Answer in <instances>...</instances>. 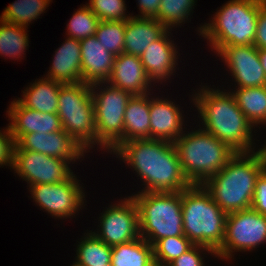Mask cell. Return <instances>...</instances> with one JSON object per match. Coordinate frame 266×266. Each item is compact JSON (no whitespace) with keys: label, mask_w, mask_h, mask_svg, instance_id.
<instances>
[{"label":"cell","mask_w":266,"mask_h":266,"mask_svg":"<svg viewBox=\"0 0 266 266\" xmlns=\"http://www.w3.org/2000/svg\"><path fill=\"white\" fill-rule=\"evenodd\" d=\"M168 29L155 18L132 16L126 20L124 53L140 57Z\"/></svg>","instance_id":"obj_22"},{"label":"cell","mask_w":266,"mask_h":266,"mask_svg":"<svg viewBox=\"0 0 266 266\" xmlns=\"http://www.w3.org/2000/svg\"><path fill=\"white\" fill-rule=\"evenodd\" d=\"M251 209L266 216V168L256 181Z\"/></svg>","instance_id":"obj_37"},{"label":"cell","mask_w":266,"mask_h":266,"mask_svg":"<svg viewBox=\"0 0 266 266\" xmlns=\"http://www.w3.org/2000/svg\"><path fill=\"white\" fill-rule=\"evenodd\" d=\"M72 266H81V265H79V264H77L76 262H74V263L72 264Z\"/></svg>","instance_id":"obj_43"},{"label":"cell","mask_w":266,"mask_h":266,"mask_svg":"<svg viewBox=\"0 0 266 266\" xmlns=\"http://www.w3.org/2000/svg\"><path fill=\"white\" fill-rule=\"evenodd\" d=\"M107 83L133 96L149 94L147 90L151 87L140 57L124 52L115 56L112 75Z\"/></svg>","instance_id":"obj_20"},{"label":"cell","mask_w":266,"mask_h":266,"mask_svg":"<svg viewBox=\"0 0 266 266\" xmlns=\"http://www.w3.org/2000/svg\"><path fill=\"white\" fill-rule=\"evenodd\" d=\"M168 99L150 98V139L174 143L183 133L184 117Z\"/></svg>","instance_id":"obj_19"},{"label":"cell","mask_w":266,"mask_h":266,"mask_svg":"<svg viewBox=\"0 0 266 266\" xmlns=\"http://www.w3.org/2000/svg\"><path fill=\"white\" fill-rule=\"evenodd\" d=\"M232 94L239 109L253 127L258 124H266V86L237 88Z\"/></svg>","instance_id":"obj_26"},{"label":"cell","mask_w":266,"mask_h":266,"mask_svg":"<svg viewBox=\"0 0 266 266\" xmlns=\"http://www.w3.org/2000/svg\"><path fill=\"white\" fill-rule=\"evenodd\" d=\"M180 165L190 184H203L236 154L204 129L182 134L175 142Z\"/></svg>","instance_id":"obj_5"},{"label":"cell","mask_w":266,"mask_h":266,"mask_svg":"<svg viewBox=\"0 0 266 266\" xmlns=\"http://www.w3.org/2000/svg\"><path fill=\"white\" fill-rule=\"evenodd\" d=\"M86 5L100 21H126L132 17L125 14L124 0H90Z\"/></svg>","instance_id":"obj_34"},{"label":"cell","mask_w":266,"mask_h":266,"mask_svg":"<svg viewBox=\"0 0 266 266\" xmlns=\"http://www.w3.org/2000/svg\"><path fill=\"white\" fill-rule=\"evenodd\" d=\"M200 250L207 251L214 256L216 255V253L208 247L202 245H193L188 251L183 253L179 258H176L168 266H205V263L203 262L204 257L201 256L200 253L202 251Z\"/></svg>","instance_id":"obj_35"},{"label":"cell","mask_w":266,"mask_h":266,"mask_svg":"<svg viewBox=\"0 0 266 266\" xmlns=\"http://www.w3.org/2000/svg\"><path fill=\"white\" fill-rule=\"evenodd\" d=\"M149 266H162L160 263H158L157 261H154L151 265Z\"/></svg>","instance_id":"obj_41"},{"label":"cell","mask_w":266,"mask_h":266,"mask_svg":"<svg viewBox=\"0 0 266 266\" xmlns=\"http://www.w3.org/2000/svg\"><path fill=\"white\" fill-rule=\"evenodd\" d=\"M183 232L194 244L217 253L225 236L227 214L215 203L202 184L181 191Z\"/></svg>","instance_id":"obj_4"},{"label":"cell","mask_w":266,"mask_h":266,"mask_svg":"<svg viewBox=\"0 0 266 266\" xmlns=\"http://www.w3.org/2000/svg\"><path fill=\"white\" fill-rule=\"evenodd\" d=\"M46 78L63 84L82 82L80 40L67 37L65 42L55 51L52 66Z\"/></svg>","instance_id":"obj_21"},{"label":"cell","mask_w":266,"mask_h":266,"mask_svg":"<svg viewBox=\"0 0 266 266\" xmlns=\"http://www.w3.org/2000/svg\"><path fill=\"white\" fill-rule=\"evenodd\" d=\"M99 18L85 5L80 7L72 16L67 25V35L76 40L93 36L99 24Z\"/></svg>","instance_id":"obj_33"},{"label":"cell","mask_w":266,"mask_h":266,"mask_svg":"<svg viewBox=\"0 0 266 266\" xmlns=\"http://www.w3.org/2000/svg\"><path fill=\"white\" fill-rule=\"evenodd\" d=\"M100 84L103 83L91 85L97 145L110 151L124 138V112L133 95L112 85L103 87V90L98 87ZM96 89L99 93L95 91Z\"/></svg>","instance_id":"obj_9"},{"label":"cell","mask_w":266,"mask_h":266,"mask_svg":"<svg viewBox=\"0 0 266 266\" xmlns=\"http://www.w3.org/2000/svg\"><path fill=\"white\" fill-rule=\"evenodd\" d=\"M63 85L61 82L49 78L35 80V83L23 92V98L18 100L30 109L42 113H57L59 90Z\"/></svg>","instance_id":"obj_24"},{"label":"cell","mask_w":266,"mask_h":266,"mask_svg":"<svg viewBox=\"0 0 266 266\" xmlns=\"http://www.w3.org/2000/svg\"><path fill=\"white\" fill-rule=\"evenodd\" d=\"M254 45L258 49H266V3L259 10Z\"/></svg>","instance_id":"obj_38"},{"label":"cell","mask_w":266,"mask_h":266,"mask_svg":"<svg viewBox=\"0 0 266 266\" xmlns=\"http://www.w3.org/2000/svg\"><path fill=\"white\" fill-rule=\"evenodd\" d=\"M254 1L261 2V3H266V0H254Z\"/></svg>","instance_id":"obj_42"},{"label":"cell","mask_w":266,"mask_h":266,"mask_svg":"<svg viewBox=\"0 0 266 266\" xmlns=\"http://www.w3.org/2000/svg\"><path fill=\"white\" fill-rule=\"evenodd\" d=\"M168 30L141 54L140 60L148 76L149 82L169 79L175 72L178 51L172 40L169 39ZM177 53V54H176Z\"/></svg>","instance_id":"obj_18"},{"label":"cell","mask_w":266,"mask_h":266,"mask_svg":"<svg viewBox=\"0 0 266 266\" xmlns=\"http://www.w3.org/2000/svg\"><path fill=\"white\" fill-rule=\"evenodd\" d=\"M118 154L143 180L141 192H180L191 184L185 178L175 144L166 140L138 139L122 143Z\"/></svg>","instance_id":"obj_1"},{"label":"cell","mask_w":266,"mask_h":266,"mask_svg":"<svg viewBox=\"0 0 266 266\" xmlns=\"http://www.w3.org/2000/svg\"><path fill=\"white\" fill-rule=\"evenodd\" d=\"M50 2L51 0H17L4 9L0 19L28 27L31 21L37 19L46 10Z\"/></svg>","instance_id":"obj_28"},{"label":"cell","mask_w":266,"mask_h":266,"mask_svg":"<svg viewBox=\"0 0 266 266\" xmlns=\"http://www.w3.org/2000/svg\"><path fill=\"white\" fill-rule=\"evenodd\" d=\"M10 131L16 142L23 134L31 132L51 133L63 130L57 113H42L25 107L19 100H13L7 110Z\"/></svg>","instance_id":"obj_16"},{"label":"cell","mask_w":266,"mask_h":266,"mask_svg":"<svg viewBox=\"0 0 266 266\" xmlns=\"http://www.w3.org/2000/svg\"><path fill=\"white\" fill-rule=\"evenodd\" d=\"M266 242V216L247 209L227 214L225 236L216 257L232 258L236 250L251 251ZM234 250V251H233Z\"/></svg>","instance_id":"obj_10"},{"label":"cell","mask_w":266,"mask_h":266,"mask_svg":"<svg viewBox=\"0 0 266 266\" xmlns=\"http://www.w3.org/2000/svg\"><path fill=\"white\" fill-rule=\"evenodd\" d=\"M21 149L57 157L68 162L76 161L87 151L64 130L51 133L23 134L16 142Z\"/></svg>","instance_id":"obj_15"},{"label":"cell","mask_w":266,"mask_h":266,"mask_svg":"<svg viewBox=\"0 0 266 266\" xmlns=\"http://www.w3.org/2000/svg\"><path fill=\"white\" fill-rule=\"evenodd\" d=\"M15 141L9 126L4 132L0 130V165L13 167Z\"/></svg>","instance_id":"obj_36"},{"label":"cell","mask_w":266,"mask_h":266,"mask_svg":"<svg viewBox=\"0 0 266 266\" xmlns=\"http://www.w3.org/2000/svg\"><path fill=\"white\" fill-rule=\"evenodd\" d=\"M161 0H138L141 15L136 17L154 18L157 15Z\"/></svg>","instance_id":"obj_39"},{"label":"cell","mask_w":266,"mask_h":266,"mask_svg":"<svg viewBox=\"0 0 266 266\" xmlns=\"http://www.w3.org/2000/svg\"><path fill=\"white\" fill-rule=\"evenodd\" d=\"M194 5L195 0H161L154 18L170 31L173 26H180L182 22L185 23V19L188 20Z\"/></svg>","instance_id":"obj_31"},{"label":"cell","mask_w":266,"mask_h":266,"mask_svg":"<svg viewBox=\"0 0 266 266\" xmlns=\"http://www.w3.org/2000/svg\"><path fill=\"white\" fill-rule=\"evenodd\" d=\"M79 181L73 174L59 183L31 185L29 191L41 209L56 218H69L84 204L85 195Z\"/></svg>","instance_id":"obj_12"},{"label":"cell","mask_w":266,"mask_h":266,"mask_svg":"<svg viewBox=\"0 0 266 266\" xmlns=\"http://www.w3.org/2000/svg\"><path fill=\"white\" fill-rule=\"evenodd\" d=\"M120 202L101 213L100 226H98L101 228L97 233L93 232L111 247L140 237L139 212L133 196H128V199L124 198V201Z\"/></svg>","instance_id":"obj_13"},{"label":"cell","mask_w":266,"mask_h":266,"mask_svg":"<svg viewBox=\"0 0 266 266\" xmlns=\"http://www.w3.org/2000/svg\"><path fill=\"white\" fill-rule=\"evenodd\" d=\"M69 164L70 162L57 157L23 150L15 143L12 169L29 183V186L68 180L73 175Z\"/></svg>","instance_id":"obj_11"},{"label":"cell","mask_w":266,"mask_h":266,"mask_svg":"<svg viewBox=\"0 0 266 266\" xmlns=\"http://www.w3.org/2000/svg\"><path fill=\"white\" fill-rule=\"evenodd\" d=\"M140 237L152 246L165 237L184 235L180 192H138Z\"/></svg>","instance_id":"obj_7"},{"label":"cell","mask_w":266,"mask_h":266,"mask_svg":"<svg viewBox=\"0 0 266 266\" xmlns=\"http://www.w3.org/2000/svg\"><path fill=\"white\" fill-rule=\"evenodd\" d=\"M126 21H100L95 36L115 56L124 52Z\"/></svg>","instance_id":"obj_30"},{"label":"cell","mask_w":266,"mask_h":266,"mask_svg":"<svg viewBox=\"0 0 266 266\" xmlns=\"http://www.w3.org/2000/svg\"><path fill=\"white\" fill-rule=\"evenodd\" d=\"M153 262V246L142 237L112 247V266H149Z\"/></svg>","instance_id":"obj_25"},{"label":"cell","mask_w":266,"mask_h":266,"mask_svg":"<svg viewBox=\"0 0 266 266\" xmlns=\"http://www.w3.org/2000/svg\"><path fill=\"white\" fill-rule=\"evenodd\" d=\"M194 244L185 236L165 237L153 245L154 261L168 266Z\"/></svg>","instance_id":"obj_32"},{"label":"cell","mask_w":266,"mask_h":266,"mask_svg":"<svg viewBox=\"0 0 266 266\" xmlns=\"http://www.w3.org/2000/svg\"><path fill=\"white\" fill-rule=\"evenodd\" d=\"M258 53H259L261 66L263 67L266 74V49H258Z\"/></svg>","instance_id":"obj_40"},{"label":"cell","mask_w":266,"mask_h":266,"mask_svg":"<svg viewBox=\"0 0 266 266\" xmlns=\"http://www.w3.org/2000/svg\"><path fill=\"white\" fill-rule=\"evenodd\" d=\"M86 235L77 246L75 262L81 266H106L111 263L112 247L92 231Z\"/></svg>","instance_id":"obj_27"},{"label":"cell","mask_w":266,"mask_h":266,"mask_svg":"<svg viewBox=\"0 0 266 266\" xmlns=\"http://www.w3.org/2000/svg\"><path fill=\"white\" fill-rule=\"evenodd\" d=\"M193 98L205 131L236 153L253 152V125L239 109L231 92L203 86Z\"/></svg>","instance_id":"obj_3"},{"label":"cell","mask_w":266,"mask_h":266,"mask_svg":"<svg viewBox=\"0 0 266 266\" xmlns=\"http://www.w3.org/2000/svg\"><path fill=\"white\" fill-rule=\"evenodd\" d=\"M148 95H134L127 103L124 112V138L110 153L126 141L150 139V97Z\"/></svg>","instance_id":"obj_23"},{"label":"cell","mask_w":266,"mask_h":266,"mask_svg":"<svg viewBox=\"0 0 266 266\" xmlns=\"http://www.w3.org/2000/svg\"><path fill=\"white\" fill-rule=\"evenodd\" d=\"M27 29L23 26L4 22L0 19V55L9 58H22L29 46Z\"/></svg>","instance_id":"obj_29"},{"label":"cell","mask_w":266,"mask_h":266,"mask_svg":"<svg viewBox=\"0 0 266 266\" xmlns=\"http://www.w3.org/2000/svg\"><path fill=\"white\" fill-rule=\"evenodd\" d=\"M80 48L82 82L105 85L112 75L115 55L104 49L95 35L80 40Z\"/></svg>","instance_id":"obj_17"},{"label":"cell","mask_w":266,"mask_h":266,"mask_svg":"<svg viewBox=\"0 0 266 266\" xmlns=\"http://www.w3.org/2000/svg\"><path fill=\"white\" fill-rule=\"evenodd\" d=\"M266 168V145L256 152L236 153L202 185L226 213L251 208L256 181Z\"/></svg>","instance_id":"obj_2"},{"label":"cell","mask_w":266,"mask_h":266,"mask_svg":"<svg viewBox=\"0 0 266 266\" xmlns=\"http://www.w3.org/2000/svg\"><path fill=\"white\" fill-rule=\"evenodd\" d=\"M216 54L224 59L237 83V88L266 86V74L255 45L225 46Z\"/></svg>","instance_id":"obj_14"},{"label":"cell","mask_w":266,"mask_h":266,"mask_svg":"<svg viewBox=\"0 0 266 266\" xmlns=\"http://www.w3.org/2000/svg\"><path fill=\"white\" fill-rule=\"evenodd\" d=\"M254 0H230L219 9L210 23L199 28L217 52L225 46L254 45L260 7Z\"/></svg>","instance_id":"obj_6"},{"label":"cell","mask_w":266,"mask_h":266,"mask_svg":"<svg viewBox=\"0 0 266 266\" xmlns=\"http://www.w3.org/2000/svg\"><path fill=\"white\" fill-rule=\"evenodd\" d=\"M57 114L63 130L86 151L97 144L95 110L90 84L83 82L63 84L59 90Z\"/></svg>","instance_id":"obj_8"}]
</instances>
